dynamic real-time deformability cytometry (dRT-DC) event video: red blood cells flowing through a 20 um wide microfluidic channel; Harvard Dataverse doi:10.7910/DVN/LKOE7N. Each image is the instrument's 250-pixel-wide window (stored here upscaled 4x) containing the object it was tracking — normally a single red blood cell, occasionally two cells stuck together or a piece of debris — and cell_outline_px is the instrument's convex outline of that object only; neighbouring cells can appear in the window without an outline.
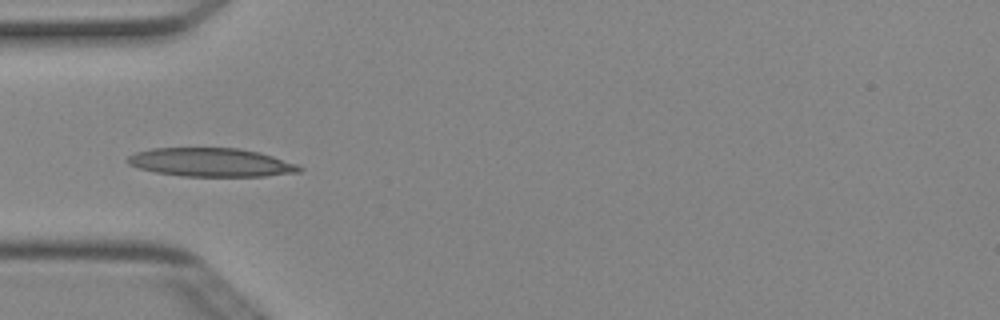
{"species": "Egyptian fruit bat (a non-hibernating species)", "species_latin": "Rousettus aegyptiacus", "temperature_condition": "cold", "stored_images_in_passage": 2, "camera_frame_rate_fps": 3000, "um_per_image_px": 0.085, "animal": {"sex": "female"}, "frame": {"image": 1, "passage_image": 2, "time_ms": 0.333, "image_size_px": [1000, 320], "cell_outline_px": [[304, 168], [300, 172], [264, 176], [184, 176], [156, 172], [140, 168], [128, 164], [124, 160], [128, 156], [136, 152], [152, 148], [240, 148], [260, 152], [296, 164]], "centroid_in_image_um": [17.93, 13.79], "position_along_channel_um": 67.1, "area_um2": 28.55}}